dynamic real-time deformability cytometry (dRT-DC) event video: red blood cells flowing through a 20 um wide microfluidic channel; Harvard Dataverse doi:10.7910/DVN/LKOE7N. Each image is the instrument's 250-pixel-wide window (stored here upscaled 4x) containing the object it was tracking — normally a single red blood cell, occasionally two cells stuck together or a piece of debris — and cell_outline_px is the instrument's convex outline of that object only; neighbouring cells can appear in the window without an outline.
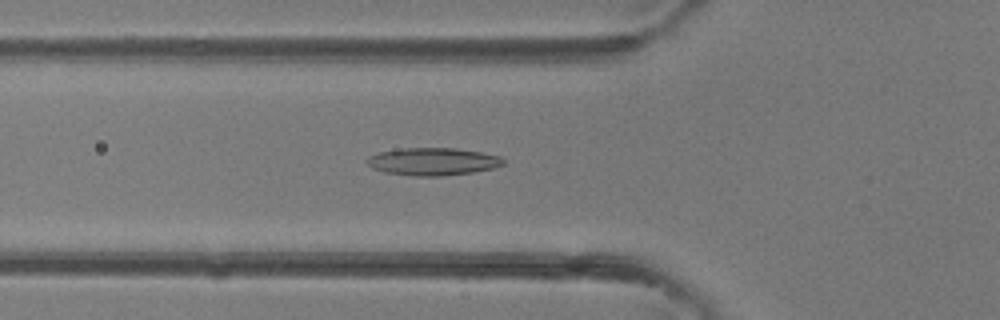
{"species": "common noctule bat (a hibernating species)", "species_latin": "Nyctalus noctula", "temperature_condition": "room temperature", "stored_images_in_passage": 40, "camera_frame_rate_fps": 3000, "um_per_image_px": 0.085, "animal": {"sex": "female"}, "frame": {"image": 1, "passage_image": 13, "time_ms": 4.0, "image_size_px": [1000, 320], "cell_outline_px": [[504, 164], [492, 168], [472, 172], [440, 176], [412, 176], [384, 172], [372, 168], [364, 160], [368, 156], [380, 152], [404, 148], [456, 148], [480, 152], [500, 156], [504, 160]], "centroid_in_image_um": [36.76, 13.73], "position_along_channel_um": 89.0, "area_um2": 21.85}}
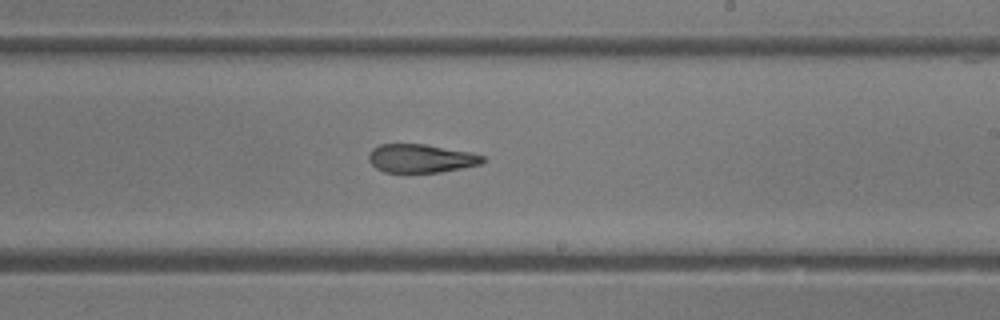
{"frame": {"image": 2, "passage_image": 23, "time_ms": 7.333, "image_size_px": [1000, 320], "cell_outline_px": [[484, 160], [480, 164], [440, 172], [384, 172], [376, 168], [368, 160], [368, 156], [372, 148], [380, 144], [424, 144], [472, 152], [484, 156]], "centroid_in_image_um": [35.76, 13.46], "position_along_channel_um": 253.2, "area_um2": 18.84}}
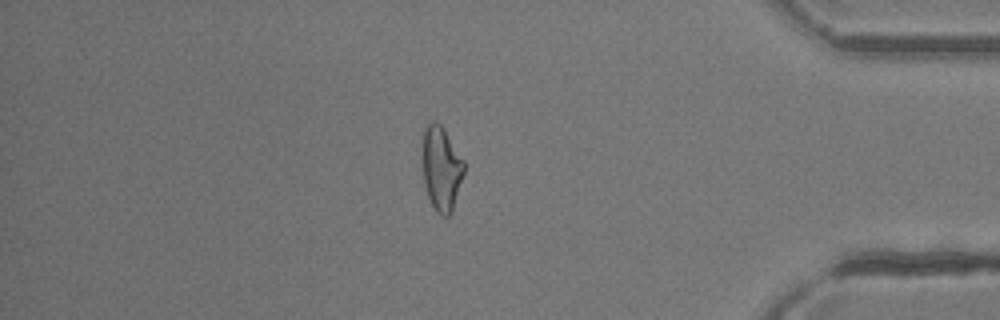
{"frame": {"image": 3, "passage_image": 34, "time_ms": 11.0, "image_size_px": [1000, 320], "cell_outline_px": [[464, 172], [452, 212], [448, 216], [440, 216], [436, 212], [428, 196], [424, 184], [420, 156], [420, 144], [424, 128], [432, 120], [436, 120], [444, 128], [464, 160]], "centroid_in_image_um": [37.46, 14.27], "position_along_channel_um": 397.7, "area_um2": 21.15}}